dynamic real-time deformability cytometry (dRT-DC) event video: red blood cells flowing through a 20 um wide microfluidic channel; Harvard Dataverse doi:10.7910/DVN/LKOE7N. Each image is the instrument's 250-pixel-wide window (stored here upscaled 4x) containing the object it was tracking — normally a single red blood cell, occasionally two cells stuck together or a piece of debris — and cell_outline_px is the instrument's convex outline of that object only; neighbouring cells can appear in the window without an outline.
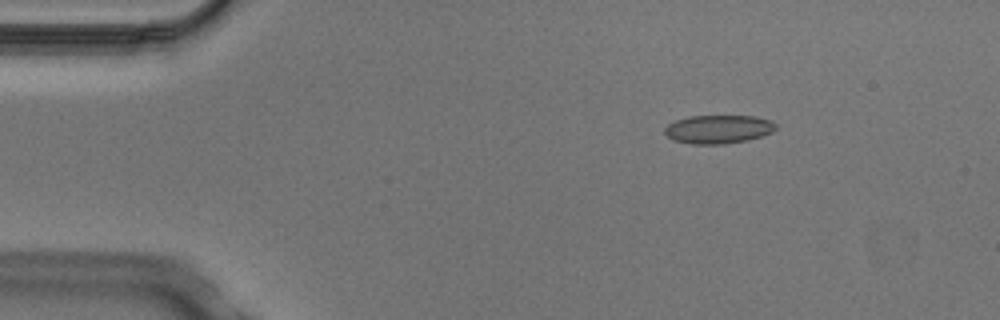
{"species": "Egyptian fruit bat (a non-hibernating species)", "species_latin": "Rousettus aegyptiacus", "temperature_condition": "cold", "stored_images_in_passage": 2, "camera_frame_rate_fps": 3000, "um_per_image_px": 0.085, "animal": {"sex": "male"}, "frame": {"image": 1, "passage_image": 1, "time_ms": 0.0, "image_size_px": [1000, 320], "cell_outline_px": [[776, 128], [772, 132], [748, 140], [724, 144], [692, 144], [672, 140], [664, 132], [664, 128], [668, 124], [676, 120], [688, 116], [756, 116], [772, 120], [776, 124]], "centroid_in_image_um": [61.06, 10.98], "position_along_channel_um": 23.9, "area_um2": 18.55}}